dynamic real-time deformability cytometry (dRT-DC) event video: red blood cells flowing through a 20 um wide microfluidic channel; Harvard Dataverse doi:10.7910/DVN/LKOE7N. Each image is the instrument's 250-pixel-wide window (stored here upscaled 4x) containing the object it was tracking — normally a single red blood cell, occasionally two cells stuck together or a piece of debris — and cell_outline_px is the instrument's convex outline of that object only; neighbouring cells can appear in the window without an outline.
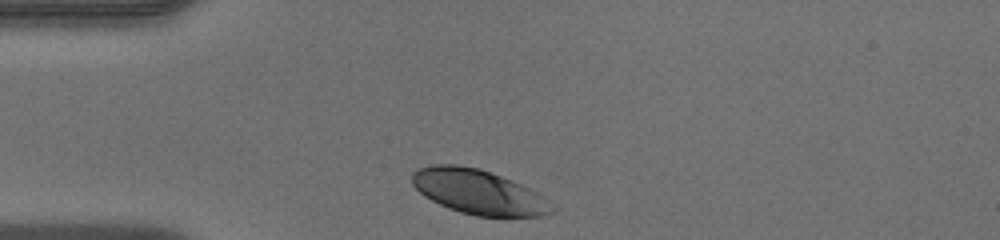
{"species": "human", "species_latin": "Homo sapiens", "temperature_condition": "warm", "stored_images_in_passage": 28, "camera_frame_rate_fps": 3000, "um_per_image_px": 0.085, "donor": {"sex": "male"}, "frame": {"image": 1, "passage_image": 1, "time_ms": 0.0, "image_size_px": [1000, 240], "cell_outline_px": [[560, 208], [556, 212], [544, 216], [476, 216], [460, 212], [448, 208], [424, 196], [412, 184], [412, 172], [420, 168], [436, 164], [456, 164], [480, 168], [512, 180], [544, 196]], "centroid_in_image_um": [40.74, 16.32], "position_along_channel_um": 44.3, "area_um2": 36.65}}
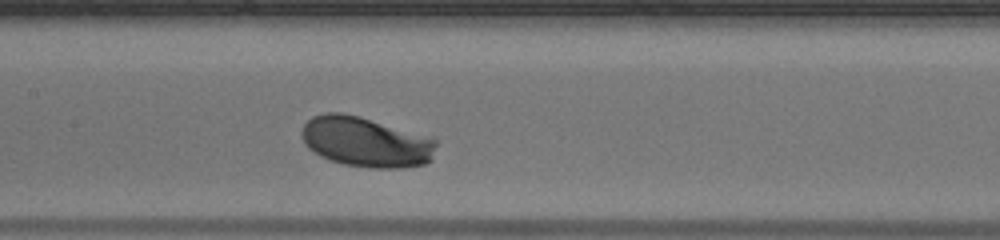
{"frame": {"image": 2, "passage_image": 12, "time_ms": 3.667, "image_size_px": [1000, 240], "cell_outline_px": [[436, 144], [428, 160], [424, 164], [400, 168], [372, 168], [344, 164], [320, 156], [308, 148], [304, 140], [304, 124], [312, 116], [324, 112], [340, 112], [360, 116], [436, 140]], "centroid_in_image_um": [31.04, 12.06], "position_along_channel_um": 176.4, "area_um2": 38.38}}
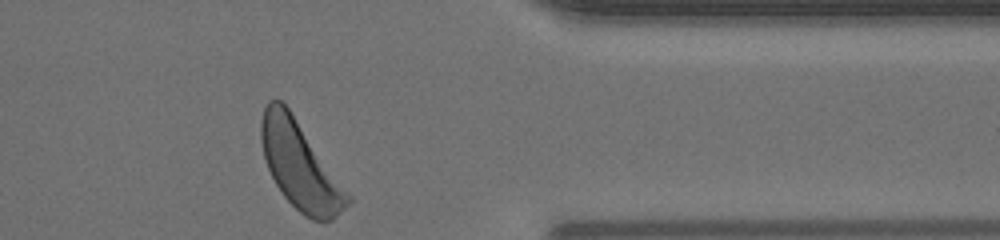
{"frame": {"image": 3, "passage_image": 28, "time_ms": 9.0, "image_size_px": [1000, 240], "cell_outline_px": [[352, 200], [332, 220], [312, 220], [304, 216], [280, 192], [268, 168], [264, 156], [260, 140], [260, 120], [264, 108], [268, 100], [280, 100], [288, 108], [352, 196]], "centroid_in_image_um": [25.49, 14.08], "position_along_channel_um": 385.9, "area_um2": 43.41}}